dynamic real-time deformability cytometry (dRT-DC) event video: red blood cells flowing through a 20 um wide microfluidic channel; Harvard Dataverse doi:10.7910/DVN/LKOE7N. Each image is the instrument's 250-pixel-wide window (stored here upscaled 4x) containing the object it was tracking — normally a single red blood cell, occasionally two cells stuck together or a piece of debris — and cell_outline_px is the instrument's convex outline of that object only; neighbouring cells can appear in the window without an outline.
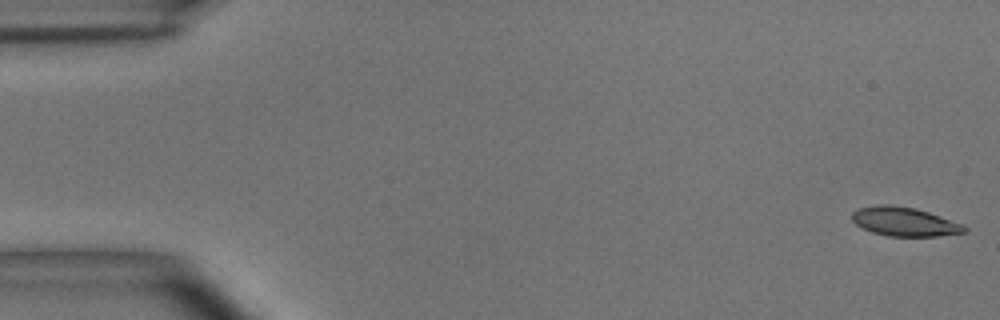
{"species": "common noctule bat (a hibernating species)", "species_latin": "Nyctalus noctula", "temperature_condition": "room temperature", "stored_images_in_passage": 54, "camera_frame_rate_fps": 3000, "um_per_image_px": 0.085, "animal": {"sex": "male", "body_mass_g": 15.6}, "frame": {"image": 1, "passage_image": 1, "time_ms": 0.0, "image_size_px": [1000, 320], "cell_outline_px": [[968, 232], [936, 236], [888, 236], [872, 232], [860, 228], [852, 220], [852, 212], [860, 208], [876, 204], [892, 204], [916, 208], [964, 224], [968, 228]], "centroid_in_image_um": [76.88, 18.83], "position_along_channel_um": 8.1, "area_um2": 19.19}}
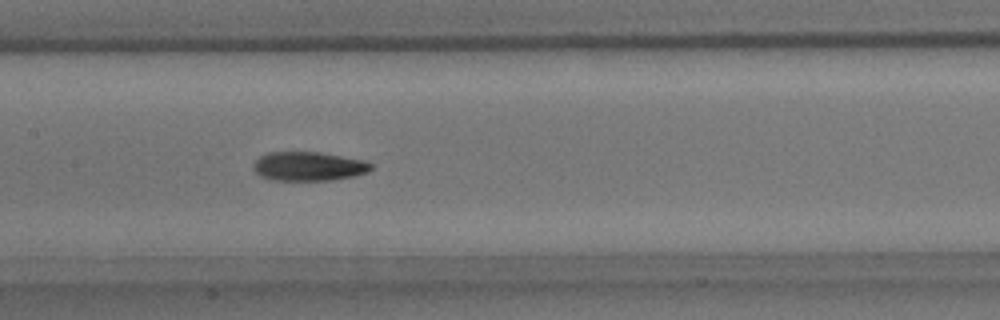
{"frame": {"image": 2, "passage_image": 26, "time_ms": 8.333, "image_size_px": [1000, 320], "cell_outline_px": [[372, 168], [368, 172], [352, 176], [332, 180], [276, 180], [260, 176], [252, 168], [252, 164], [260, 156], [268, 152], [316, 152], [364, 160], [372, 164]], "centroid_in_image_um": [26.2, 14.13], "position_along_channel_um": 181.2, "area_um2": 19.77}}
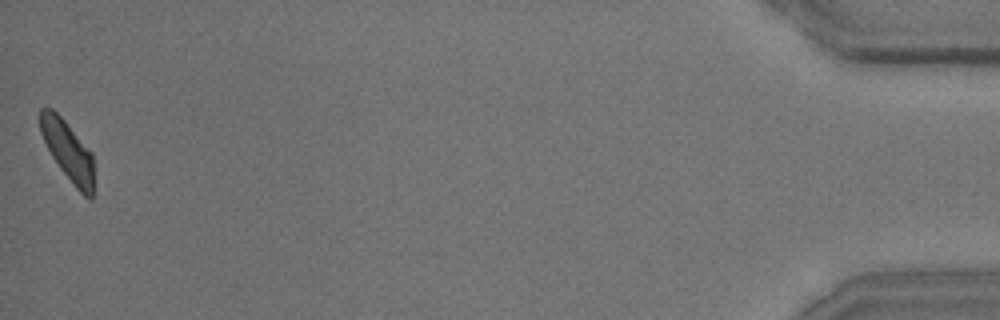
{"frame": {"image": 3, "passage_image": 54, "time_ms": 17.667, "image_size_px": [1000, 320], "cell_outline_px": [[92, 200], [88, 200], [76, 188], [60, 168], [52, 156], [40, 132], [40, 108], [52, 108], [64, 120], [92, 152]], "centroid_in_image_um": [5.76, 12.82], "position_along_channel_um": 429.4, "area_um2": 18.26}, "authors_computed_cell_mechanics": {"area_um2": 19.8543, "velocity_mm_per_s": 3.6708, "shape_relaxation_time_tau1_ms": 4.8926, "shape_relaxation_time_tau2_ms": 3.2128, "deformation_change_tau1": 0.148, "deformation_change_tau2": 0.0817}}